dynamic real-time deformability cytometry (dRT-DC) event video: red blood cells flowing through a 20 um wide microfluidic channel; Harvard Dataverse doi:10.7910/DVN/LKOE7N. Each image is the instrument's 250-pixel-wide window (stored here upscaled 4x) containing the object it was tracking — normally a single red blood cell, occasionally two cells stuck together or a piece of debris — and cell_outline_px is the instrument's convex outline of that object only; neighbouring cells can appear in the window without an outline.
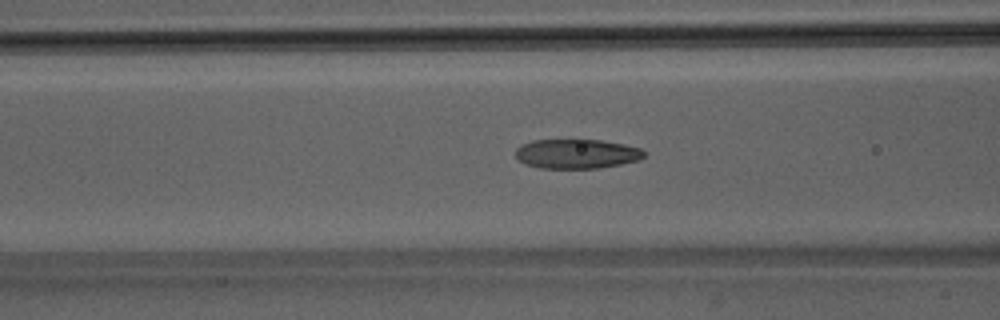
{"species": "Egyptian fruit bat (a non-hibernating species)", "species_latin": "Rousettus aegyptiacus", "temperature_condition": "room temperature", "stored_images_in_passage": 42, "camera_frame_rate_fps": 3000, "um_per_image_px": 0.085, "animal": {"sex": "male"}, "frame": {"image": 1, "passage_image": 12, "time_ms": 3.667, "image_size_px": [1000, 320], "cell_outline_px": [[644, 156], [640, 160], [600, 168], [540, 168], [524, 164], [516, 156], [516, 148], [520, 144], [532, 140], [600, 140], [624, 144], [640, 148], [644, 152]], "centroid_in_image_um": [49.0, 13.07], "position_along_channel_um": 117.6, "area_um2": 22.08}}
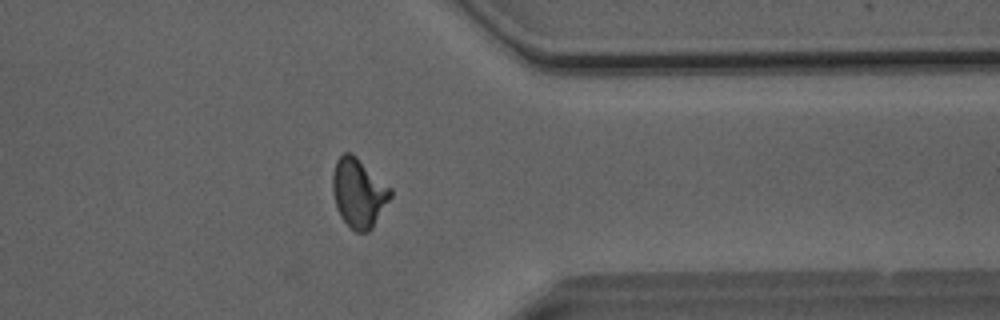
{"frame": {"image": 2, "passage_image": 32, "time_ms": 10.333, "image_size_px": [1000, 320], "cell_outline_px": [[392, 196], [372, 228], [368, 232], [356, 232], [340, 216], [336, 208], [332, 188], [332, 176], [336, 160], [344, 152], [352, 152], [392, 188]], "centroid_in_image_um": [30.49, 16.37], "position_along_channel_um": 380.9, "area_um2": 23.35}}
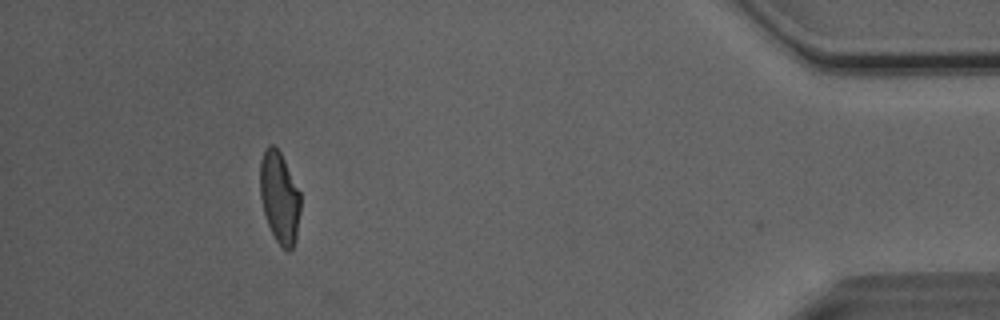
{"frame": {"image": 3, "passage_image": 38, "time_ms": 12.333, "image_size_px": [1000, 320], "cell_outline_px": [[300, 212], [296, 236], [292, 248], [288, 252], [276, 240], [268, 224], [264, 212], [260, 196], [260, 160], [268, 144], [272, 144], [280, 152], [300, 192]], "centroid_in_image_um": [23.75, 16.77], "position_along_channel_um": 411.4, "area_um2": 21.27}, "authors_computed_cell_mechanics": {"area_um2": 22.1952, "velocity_mm_per_s": 4.075, "shape_relaxation_time_tau1_ms": 7.5003, "shape_relaxation_time_tau2_ms": 1.504, "deformation_change_tau1": 0.2338, "deformation_change_tau2": 0.083}}